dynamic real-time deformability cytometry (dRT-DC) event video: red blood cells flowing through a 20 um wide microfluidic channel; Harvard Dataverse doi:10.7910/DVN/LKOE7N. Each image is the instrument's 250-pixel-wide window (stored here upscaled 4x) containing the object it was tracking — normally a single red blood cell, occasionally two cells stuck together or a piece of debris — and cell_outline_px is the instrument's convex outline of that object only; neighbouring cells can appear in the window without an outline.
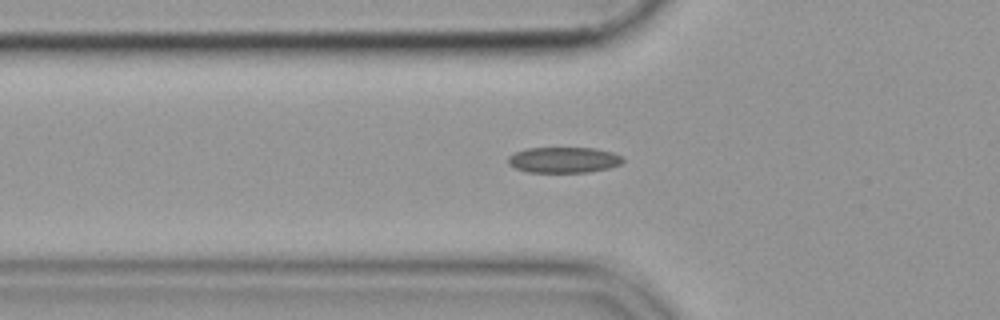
{"species": "common noctule bat (a hibernating species)", "species_latin": "Nyctalus noctula", "temperature_condition": "cold", "stored_images_in_passage": 51, "camera_frame_rate_fps": 3000, "um_per_image_px": 0.085, "animal": {"sex": "female", "body_mass_g": 19.9}, "frame": {"image": 1, "passage_image": 19, "time_ms": 6.0, "image_size_px": [1000, 320], "cell_outline_px": [[624, 160], [620, 164], [608, 168], [588, 172], [528, 172], [516, 168], [508, 164], [508, 156], [524, 148], [596, 148], [612, 152], [620, 156]], "centroid_in_image_um": [47.89, 13.59], "position_along_channel_um": 77.9, "area_um2": 17.17}}
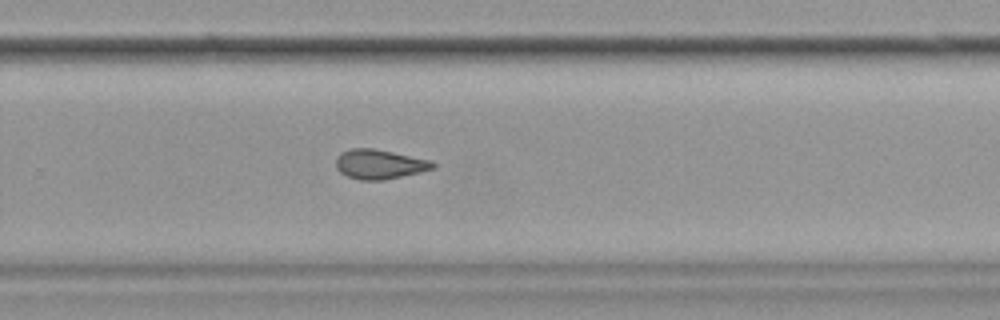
{"frame": {"image": 2, "passage_image": 37, "time_ms": 12.0, "image_size_px": [1000, 320], "cell_outline_px": [[436, 168], [420, 172], [384, 180], [360, 180], [348, 176], [340, 172], [336, 168], [336, 160], [340, 152], [352, 148], [376, 148], [432, 160], [436, 164]], "centroid_in_image_um": [32.28, 13.95], "position_along_channel_um": 297.5, "area_um2": 16.88}}
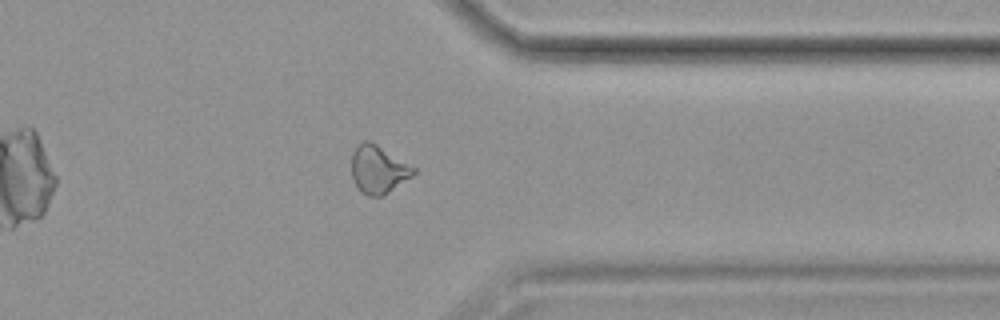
{"frame": {"image": 3, "passage_image": 44, "time_ms": 14.333, "image_size_px": [1000, 320], "cell_outline_px": [[416, 172], [412, 176], [388, 192], [380, 196], [368, 196], [360, 192], [352, 176], [352, 152], [364, 140], [368, 140], [376, 144], [416, 168]], "centroid_in_image_um": [32.15, 14.41], "position_along_channel_um": 379.3, "area_um2": 16.99}}